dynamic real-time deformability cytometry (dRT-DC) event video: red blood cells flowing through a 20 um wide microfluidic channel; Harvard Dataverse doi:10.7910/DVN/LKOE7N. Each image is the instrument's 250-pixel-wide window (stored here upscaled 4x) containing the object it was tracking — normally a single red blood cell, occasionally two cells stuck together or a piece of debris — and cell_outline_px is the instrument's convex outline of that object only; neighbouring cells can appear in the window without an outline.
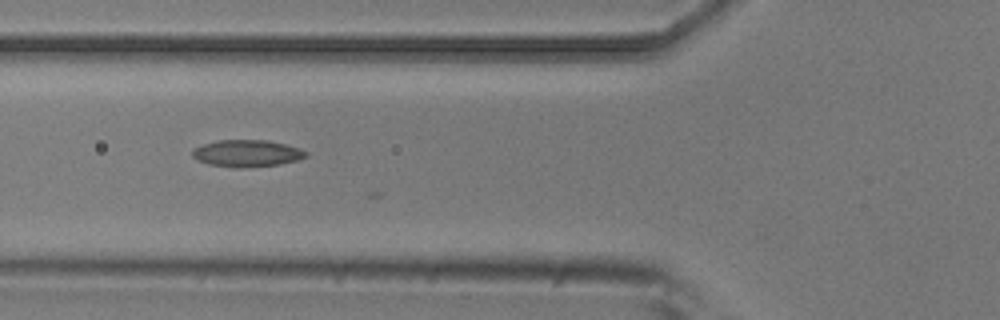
{"species": "common noctule bat (a hibernating species)", "species_latin": "Nyctalus noctula", "temperature_condition": "room temperature", "stored_images_in_passage": 10, "camera_frame_rate_fps": 3000, "um_per_image_px": 0.085, "animal": {"sex": "male", "body_mass_g": 20.5, "forearm_length_mm": 52.5}, "frame": {"image": 1, "passage_image": 5, "time_ms": 1.333, "image_size_px": [1000, 320], "cell_outline_px": [[308, 156], [296, 160], [280, 164], [240, 168], [236, 168], [208, 164], [196, 160], [192, 156], [192, 152], [196, 148], [204, 144], [220, 140], [268, 140], [300, 148], [308, 152]], "centroid_in_image_um": [21.0, 13.04], "position_along_channel_um": 104.8, "area_um2": 17.74}}
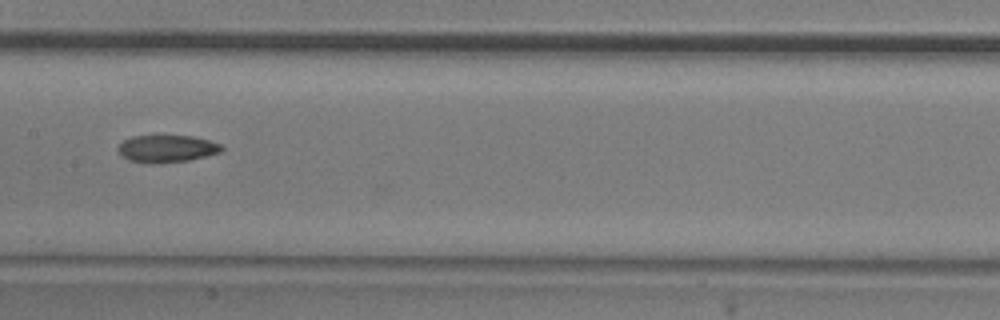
{"frame": {"image": 2, "passage_image": 7, "time_ms": 2.0, "image_size_px": [1000, 320], "cell_outline_px": [[224, 148], [220, 152], [188, 160], [128, 160], [120, 156], [116, 148], [124, 140], [132, 136], [156, 132], [192, 136], [208, 140], [220, 144]], "centroid_in_image_um": [14.14, 12.52], "position_along_channel_um": 193.3, "area_um2": 16.42}}
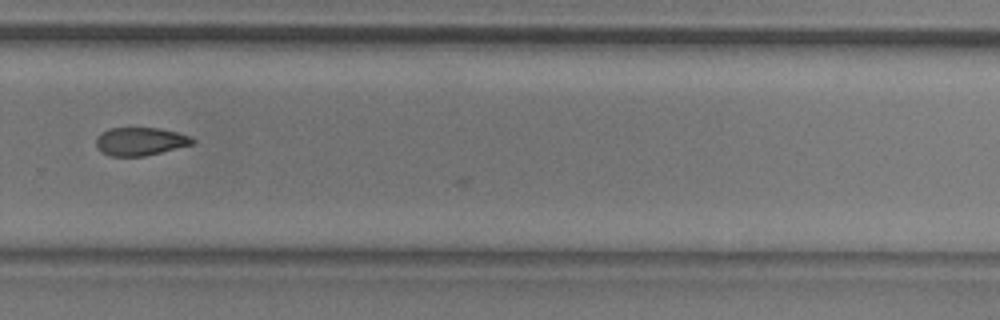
{"frame": {"image": 3, "passage_image": 10, "time_ms": 3.0, "image_size_px": [1000, 320], "cell_outline_px": [[196, 140], [192, 144], [144, 156], [112, 156], [96, 148], [96, 136], [100, 132], [108, 128], [160, 128], [176, 132], [188, 136]], "centroid_in_image_um": [11.87, 12.01], "position_along_channel_um": 317.9, "area_um2": 15.66}}